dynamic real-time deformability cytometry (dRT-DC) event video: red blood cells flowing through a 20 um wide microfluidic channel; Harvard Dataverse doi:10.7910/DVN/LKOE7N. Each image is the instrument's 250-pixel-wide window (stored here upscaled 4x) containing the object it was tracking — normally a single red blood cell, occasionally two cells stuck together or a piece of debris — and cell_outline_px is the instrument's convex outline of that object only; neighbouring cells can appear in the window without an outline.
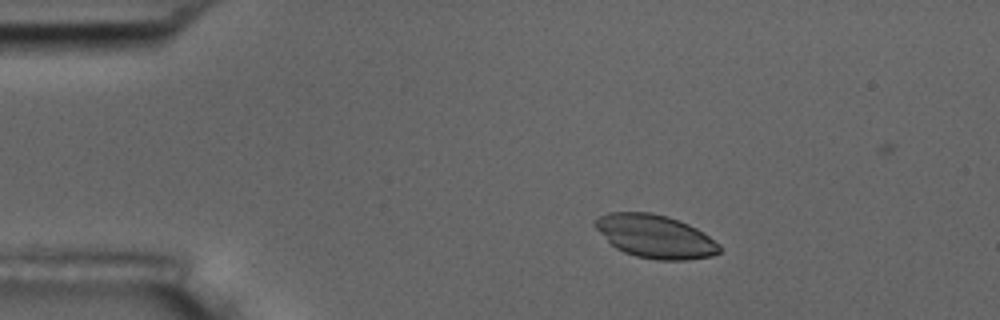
{"species": "common noctule bat (a hibernating species)", "species_latin": "Nyctalus noctula", "temperature_condition": "room temperature", "stored_images_in_passage": 5, "camera_frame_rate_fps": 3000, "um_per_image_px": 0.085, "animal": {"sex": "male", "body_mass_g": 17.5, "forearm_length_mm": 52.3}, "frame": {"image": 1, "passage_image": 3, "time_ms": 2.333, "image_size_px": [1000, 320], "cell_outline_px": [[720, 252], [712, 256], [688, 260], [656, 260], [636, 256], [624, 252], [616, 248], [592, 224], [600, 216], [608, 212], [652, 212], [668, 216], [680, 220], [704, 232], [720, 244]], "centroid_in_image_um": [55.72, 20.09], "position_along_channel_um": 29.3, "area_um2": 31.39}}